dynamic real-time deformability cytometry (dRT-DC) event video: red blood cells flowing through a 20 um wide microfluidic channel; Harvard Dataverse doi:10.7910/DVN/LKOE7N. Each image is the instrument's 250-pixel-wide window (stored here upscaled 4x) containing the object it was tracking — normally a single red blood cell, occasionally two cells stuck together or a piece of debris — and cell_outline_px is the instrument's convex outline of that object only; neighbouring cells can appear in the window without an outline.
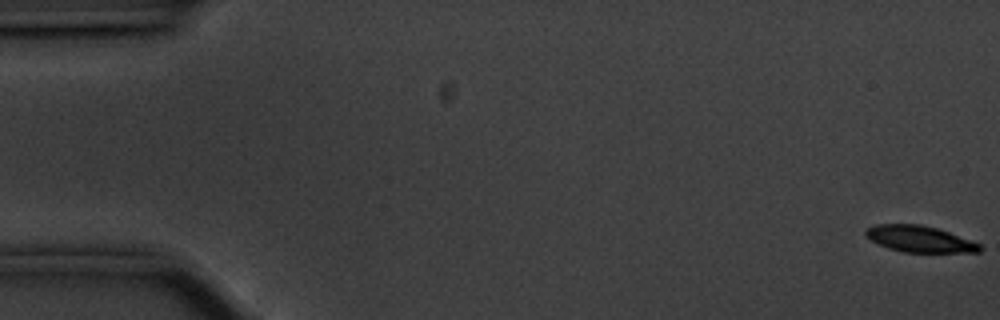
{"species": "common noctule bat (a hibernating species)", "species_latin": "Nyctalus noctula", "temperature_condition": "cold", "stored_images_in_passage": 57, "camera_frame_rate_fps": 3000, "um_per_image_px": 0.085, "animal": {"sex": "male", "body_mass_g": 20.1, "forearm_length_mm": 53.5}, "frame": {"image": 1, "passage_image": 1, "time_ms": 0.0, "image_size_px": [1000, 320], "cell_outline_px": [[984, 248], [980, 252], [904, 252], [888, 248], [864, 236], [864, 232], [868, 228], [876, 224], [920, 224], [936, 228], [948, 232], [980, 244]], "centroid_in_image_um": [78.16, 20.31], "position_along_channel_um": 6.8, "area_um2": 17.34}}
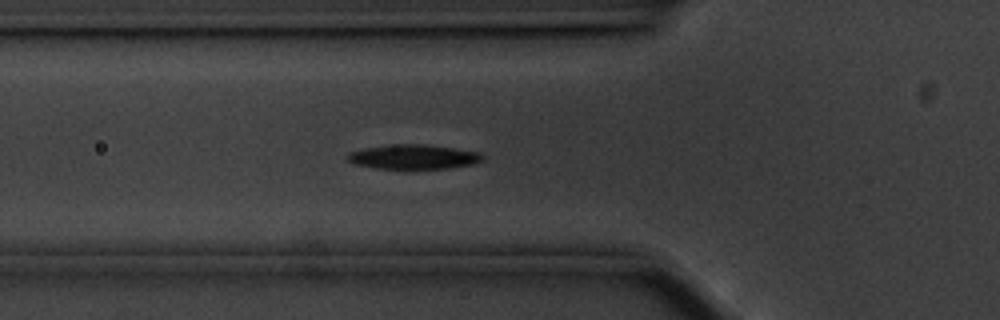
{"frame": {"image": 2, "passage_image": 20, "time_ms": 6.333, "image_size_px": [1000, 320], "cell_outline_px": [[484, 160], [472, 164], [448, 168], [376, 168], [356, 164], [348, 160], [348, 152], [364, 148], [388, 144], [424, 144], [456, 148], [480, 152], [484, 156]], "centroid_in_image_um": [35.17, 13.31], "position_along_channel_um": 90.6, "area_um2": 19.25}}
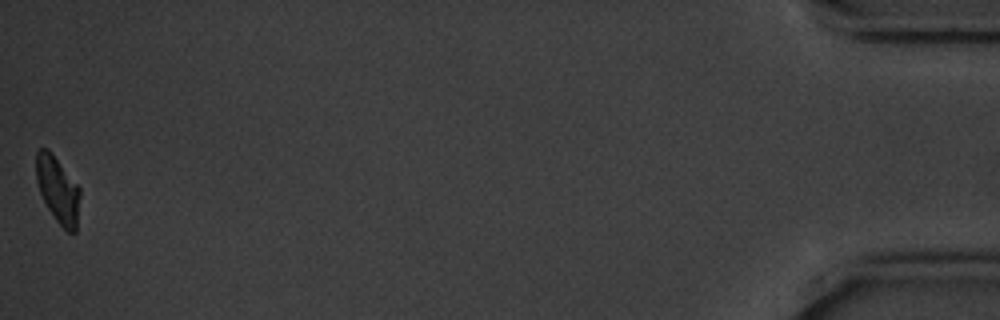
{"frame": {"image": 3, "passage_image": 57, "time_ms": 18.667, "image_size_px": [1000, 320], "cell_outline_px": [[80, 196], [76, 232], [68, 232], [56, 220], [48, 208], [40, 192], [36, 180], [36, 152], [40, 148], [48, 148], [52, 152], [80, 188]], "centroid_in_image_um": [4.92, 16.1], "position_along_channel_um": 430.3, "area_um2": 16.88}, "authors_computed_cell_mechanics": {"area_um2": 18.6694, "velocity_mm_per_s": 3.5233, "shape_relaxation_time_tau1_ms": 2.3137, "shape_relaxation_time_tau2_ms": null, "deformation_change_tau1": 0.1265, "deformation_change_tau2": null}}